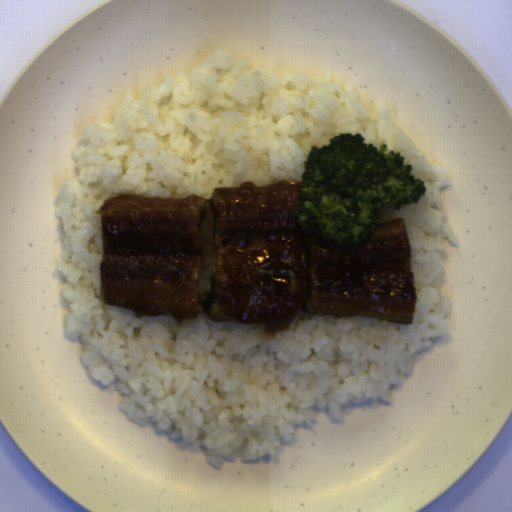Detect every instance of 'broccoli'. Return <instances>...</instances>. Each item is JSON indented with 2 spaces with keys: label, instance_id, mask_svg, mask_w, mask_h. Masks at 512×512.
<instances>
[{
  "label": "broccoli",
  "instance_id": "obj_1",
  "mask_svg": "<svg viewBox=\"0 0 512 512\" xmlns=\"http://www.w3.org/2000/svg\"><path fill=\"white\" fill-rule=\"evenodd\" d=\"M328 145H311L304 162L300 202L292 209L304 232L317 231L327 245L363 250L380 228L384 204L394 211L418 204L425 181L411 174L413 165L388 144L378 150L363 134L339 133Z\"/></svg>",
  "mask_w": 512,
  "mask_h": 512
}]
</instances>
